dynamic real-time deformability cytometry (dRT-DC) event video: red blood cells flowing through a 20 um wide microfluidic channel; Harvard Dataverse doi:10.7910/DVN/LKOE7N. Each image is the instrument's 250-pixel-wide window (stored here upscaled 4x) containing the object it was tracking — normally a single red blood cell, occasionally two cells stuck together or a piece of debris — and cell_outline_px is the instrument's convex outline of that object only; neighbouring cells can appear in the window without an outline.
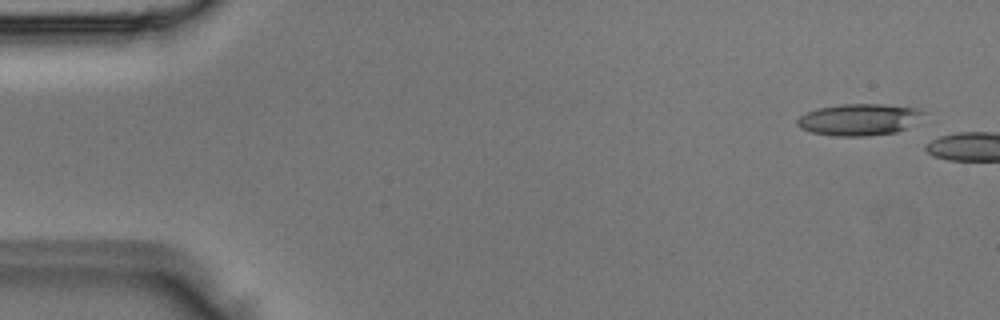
{"species": "Egyptian fruit bat (a non-hibernating species)", "species_latin": "Rousettus aegyptiacus", "temperature_condition": "room temperature", "stored_images_in_passage": 2, "camera_frame_rate_fps": 3000, "um_per_image_px": 0.085, "animal": {"sex": "male"}, "frame": {"image": 1, "passage_image": 1, "time_ms": 0.0, "image_size_px": [1000, 320], "cell_outline_px": [[924, 112], [908, 128], [896, 132], [868, 136], [836, 136], [812, 132], [800, 128], [796, 124], [796, 120], [800, 116], [816, 108], [840, 104], [884, 104], [916, 108]], "centroid_in_image_um": [72.98, 10.16], "position_along_channel_um": 12.0, "area_um2": 23.18}}